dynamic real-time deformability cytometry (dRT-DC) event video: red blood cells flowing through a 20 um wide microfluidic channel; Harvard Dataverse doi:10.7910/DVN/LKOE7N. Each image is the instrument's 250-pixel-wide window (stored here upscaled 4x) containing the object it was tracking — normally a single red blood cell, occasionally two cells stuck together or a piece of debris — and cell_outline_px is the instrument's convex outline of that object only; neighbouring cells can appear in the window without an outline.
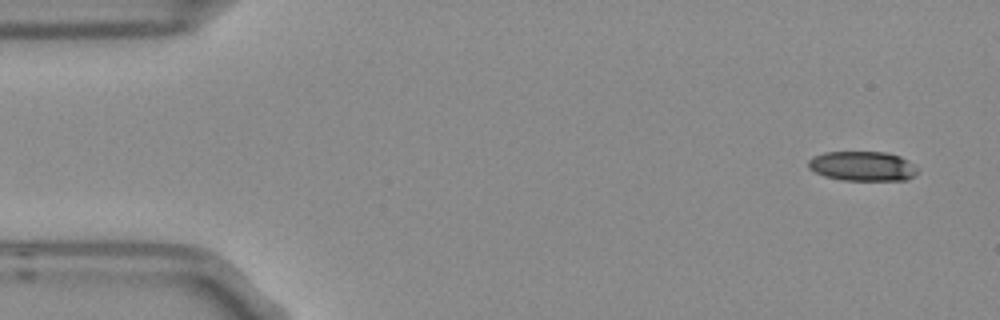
{"species": "Egyptian fruit bat (a non-hibernating species)", "species_latin": "Rousettus aegyptiacus", "temperature_condition": "room temperature", "stored_images_in_passage": 7, "camera_frame_rate_fps": 3000, "um_per_image_px": 0.085, "frame": {"image": 1, "passage_image": 1, "time_ms": 0.0, "image_size_px": [1000, 320], "cell_outline_px": [[916, 172], [908, 180], [844, 180], [824, 176], [808, 168], [808, 160], [812, 156], [824, 152], [884, 152], [900, 156], [908, 160], [916, 168]], "centroid_in_image_um": [73.27, 14.11], "position_along_channel_um": 11.7, "area_um2": 18.79}}
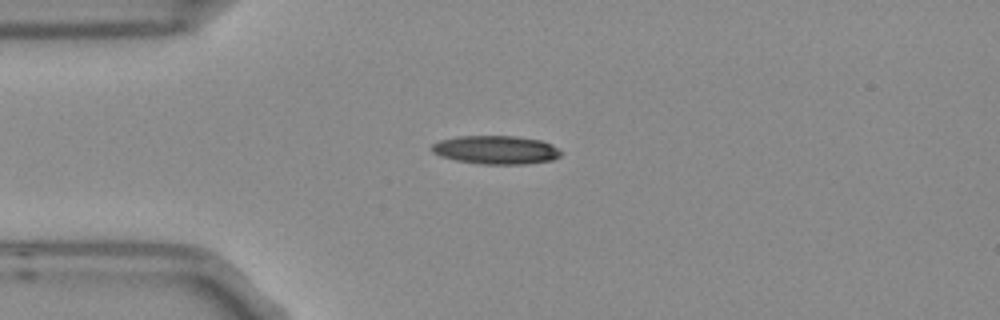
{"frame": {"image": 2, "passage_image": 4, "time_ms": 1.0, "image_size_px": [1000, 320], "cell_outline_px": [[564, 152], [560, 156], [552, 160], [524, 164], [480, 164], [456, 160], [440, 156], [432, 152], [432, 144], [440, 140], [456, 136], [516, 136], [540, 140], [552, 144]], "centroid_in_image_um": [42.17, 12.74], "position_along_channel_um": 42.8, "area_um2": 21.56}}
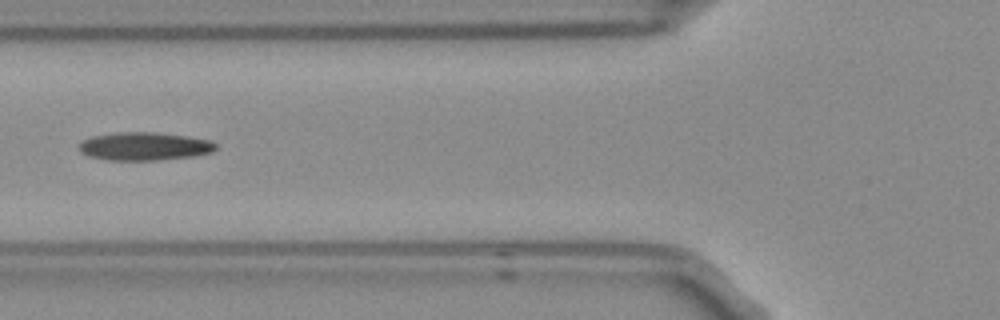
{"frame": {"image": 3, "passage_image": 6, "time_ms": 1.667, "image_size_px": [1000, 320], "cell_outline_px": [[216, 148], [212, 152], [192, 156], [156, 160], [108, 160], [88, 156], [80, 152], [80, 144], [84, 140], [92, 136], [116, 132], [152, 132], [188, 136], [208, 140], [216, 144]], "centroid_in_image_um": [12.26, 12.43], "position_along_channel_um": 113.5, "area_um2": 22.25}}